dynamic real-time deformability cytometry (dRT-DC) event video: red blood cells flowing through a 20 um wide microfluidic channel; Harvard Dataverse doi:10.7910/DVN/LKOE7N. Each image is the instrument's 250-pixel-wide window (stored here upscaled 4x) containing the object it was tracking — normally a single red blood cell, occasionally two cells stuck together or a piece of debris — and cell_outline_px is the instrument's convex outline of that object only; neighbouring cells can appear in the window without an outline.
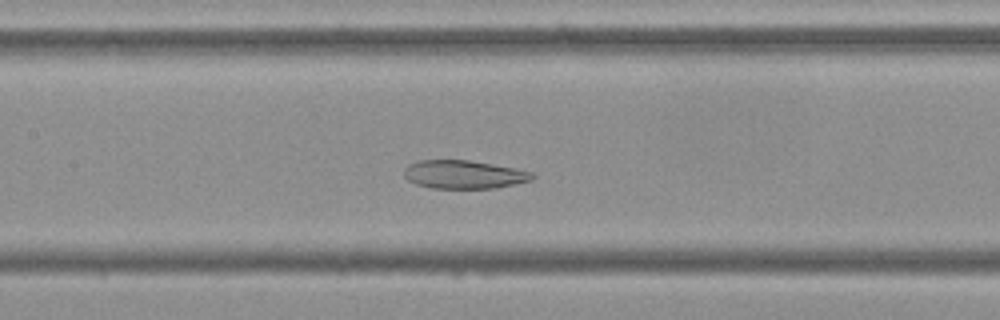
{"species": "Egyptian fruit bat (a non-hibernating species)", "species_latin": "Rousettus aegyptiacus", "temperature_condition": "cold", "stored_images_in_passage": 52, "camera_frame_rate_fps": 3000, "um_per_image_px": 0.085, "frame": {"image": 1, "passage_image": 23, "time_ms": 7.333, "image_size_px": [1000, 320], "cell_outline_px": [[536, 176], [532, 180], [516, 184], [496, 188], [432, 188], [416, 184], [408, 180], [404, 176], [404, 168], [408, 164], [420, 160], [468, 160], [516, 168], [532, 172]], "centroid_in_image_um": [39.44, 14.83], "position_along_channel_um": 168.0, "area_um2": 21.27}}
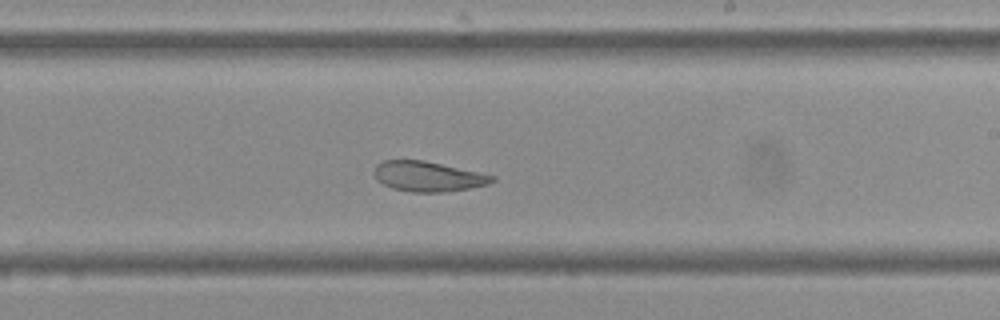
{"frame": {"image": 2, "passage_image": 30, "time_ms": 9.667, "image_size_px": [1000, 320], "cell_outline_px": [[496, 180], [488, 184], [448, 192], [412, 192], [392, 188], [376, 180], [372, 172], [376, 164], [384, 160], [424, 160], [496, 176]], "centroid_in_image_um": [36.35, 14.99], "position_along_channel_um": 252.7, "area_um2": 20.75}}
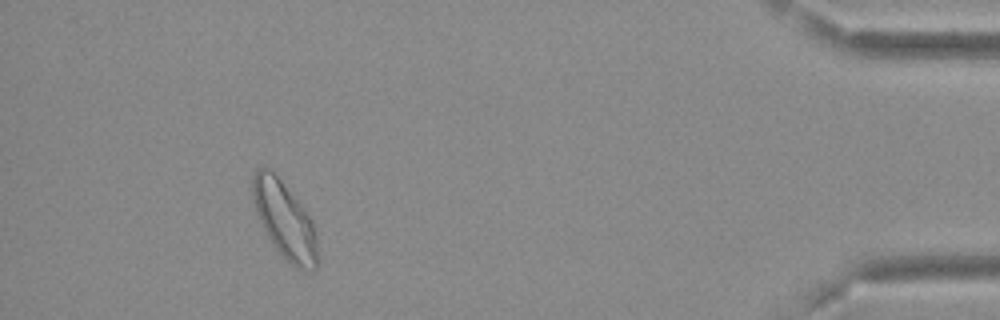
{"frame": {"image": 3, "passage_image": 48, "time_ms": 15.667, "image_size_px": [1000, 320], "cell_outline_px": [[316, 268], [296, 268], [272, 244], [256, 212], [252, 200], [252, 176], [256, 168], [264, 164], [280, 180], [312, 220], [316, 232]], "centroid_in_image_um": [24.14, 18.64], "position_along_channel_um": 411.1, "area_um2": 28.21}, "authors_computed_cell_mechanics": {"area_um2": 25.9522, "velocity_mm_per_s": 3.6435, "shape_relaxation_time_tau1_ms": null, "shape_relaxation_time_tau2_ms": 2.4071, "deformation_change_tau1": null, "deformation_change_tau2": 0.0778}}